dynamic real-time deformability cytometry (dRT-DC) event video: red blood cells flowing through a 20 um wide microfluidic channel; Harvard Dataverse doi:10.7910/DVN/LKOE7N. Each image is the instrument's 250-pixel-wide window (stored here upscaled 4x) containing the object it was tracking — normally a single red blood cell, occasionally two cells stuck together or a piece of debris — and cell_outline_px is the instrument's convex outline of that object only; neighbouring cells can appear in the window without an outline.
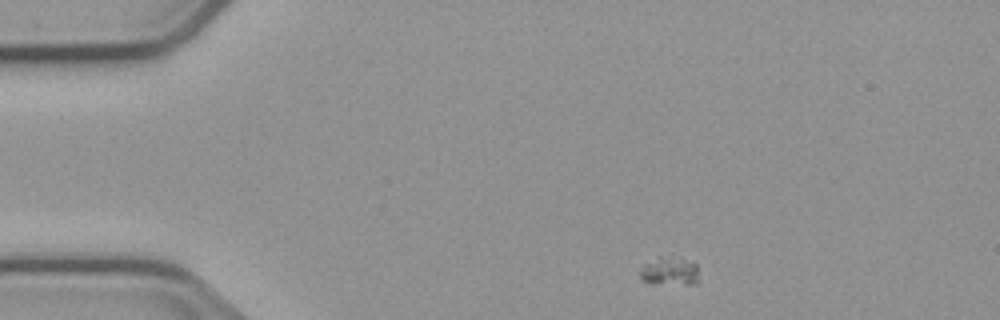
{"species": "common noctule bat (a hibernating species)", "species_latin": "Nyctalus noctula", "temperature_condition": "cold", "stored_images_in_passage": 3, "camera_frame_rate_fps": 3000, "um_per_image_px": 0.085, "animal": {"sex": "male", "body_mass_g": 23.1, "forearm_length_mm": 52.7}, "frame": {"image": 1, "passage_image": 1, "time_ms": 0.0, "image_size_px": [1000, 320], "cell_outline_px": [[696, 284], [652, 284], [640, 280], [640, 268], [644, 264], [660, 256], [680, 256], [692, 260], [696, 264]], "centroid_in_image_um": [56.88, 23.03], "position_along_channel_um": 28.1, "area_um2": 10.06}}